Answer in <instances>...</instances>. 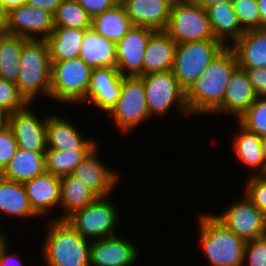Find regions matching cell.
Here are the masks:
<instances>
[{
	"mask_svg": "<svg viewBox=\"0 0 266 266\" xmlns=\"http://www.w3.org/2000/svg\"><path fill=\"white\" fill-rule=\"evenodd\" d=\"M237 67L234 50L225 46L186 91L191 116L211 117L210 114L223 102L226 86Z\"/></svg>",
	"mask_w": 266,
	"mask_h": 266,
	"instance_id": "cell-1",
	"label": "cell"
},
{
	"mask_svg": "<svg viewBox=\"0 0 266 266\" xmlns=\"http://www.w3.org/2000/svg\"><path fill=\"white\" fill-rule=\"evenodd\" d=\"M47 222V223H46ZM46 235L40 246L45 266H90V243L66 220H45Z\"/></svg>",
	"mask_w": 266,
	"mask_h": 266,
	"instance_id": "cell-2",
	"label": "cell"
},
{
	"mask_svg": "<svg viewBox=\"0 0 266 266\" xmlns=\"http://www.w3.org/2000/svg\"><path fill=\"white\" fill-rule=\"evenodd\" d=\"M199 248L210 266H243L246 242L210 212L199 214ZM200 237V238H199Z\"/></svg>",
	"mask_w": 266,
	"mask_h": 266,
	"instance_id": "cell-3",
	"label": "cell"
},
{
	"mask_svg": "<svg viewBox=\"0 0 266 266\" xmlns=\"http://www.w3.org/2000/svg\"><path fill=\"white\" fill-rule=\"evenodd\" d=\"M50 81L51 59L47 41L28 39L23 44L20 71L15 83L19 93L28 103H35L38 98L49 100Z\"/></svg>",
	"mask_w": 266,
	"mask_h": 266,
	"instance_id": "cell-4",
	"label": "cell"
},
{
	"mask_svg": "<svg viewBox=\"0 0 266 266\" xmlns=\"http://www.w3.org/2000/svg\"><path fill=\"white\" fill-rule=\"evenodd\" d=\"M92 68L79 57L51 62L50 99L78 106L86 99Z\"/></svg>",
	"mask_w": 266,
	"mask_h": 266,
	"instance_id": "cell-5",
	"label": "cell"
},
{
	"mask_svg": "<svg viewBox=\"0 0 266 266\" xmlns=\"http://www.w3.org/2000/svg\"><path fill=\"white\" fill-rule=\"evenodd\" d=\"M145 85L146 103L151 119L166 118L172 110L177 115L188 117L186 91L180 86L172 71L151 73L141 76Z\"/></svg>",
	"mask_w": 266,
	"mask_h": 266,
	"instance_id": "cell-6",
	"label": "cell"
},
{
	"mask_svg": "<svg viewBox=\"0 0 266 266\" xmlns=\"http://www.w3.org/2000/svg\"><path fill=\"white\" fill-rule=\"evenodd\" d=\"M108 116L110 121H114L116 130L126 137L130 136L128 133L138 128V125L147 123L145 121L149 122L151 117L141 76H123L120 96L106 118Z\"/></svg>",
	"mask_w": 266,
	"mask_h": 266,
	"instance_id": "cell-7",
	"label": "cell"
},
{
	"mask_svg": "<svg viewBox=\"0 0 266 266\" xmlns=\"http://www.w3.org/2000/svg\"><path fill=\"white\" fill-rule=\"evenodd\" d=\"M109 199V196L97 198L91 205L75 211L66 221L89 241L119 235L115 230L121 219L120 207Z\"/></svg>",
	"mask_w": 266,
	"mask_h": 266,
	"instance_id": "cell-8",
	"label": "cell"
},
{
	"mask_svg": "<svg viewBox=\"0 0 266 266\" xmlns=\"http://www.w3.org/2000/svg\"><path fill=\"white\" fill-rule=\"evenodd\" d=\"M165 32L176 44L218 40L214 36L207 10L193 0L172 4Z\"/></svg>",
	"mask_w": 266,
	"mask_h": 266,
	"instance_id": "cell-9",
	"label": "cell"
},
{
	"mask_svg": "<svg viewBox=\"0 0 266 266\" xmlns=\"http://www.w3.org/2000/svg\"><path fill=\"white\" fill-rule=\"evenodd\" d=\"M224 47L219 40L177 44L172 72L180 86L187 91Z\"/></svg>",
	"mask_w": 266,
	"mask_h": 266,
	"instance_id": "cell-10",
	"label": "cell"
},
{
	"mask_svg": "<svg viewBox=\"0 0 266 266\" xmlns=\"http://www.w3.org/2000/svg\"><path fill=\"white\" fill-rule=\"evenodd\" d=\"M242 193L222 212L211 214L235 235L248 241L266 235V221L262 212Z\"/></svg>",
	"mask_w": 266,
	"mask_h": 266,
	"instance_id": "cell-11",
	"label": "cell"
},
{
	"mask_svg": "<svg viewBox=\"0 0 266 266\" xmlns=\"http://www.w3.org/2000/svg\"><path fill=\"white\" fill-rule=\"evenodd\" d=\"M32 106H35L34 103H28L24 108L8 115L6 123L11 127L19 148L45 152L47 149L46 124L48 114H44V117L41 118Z\"/></svg>",
	"mask_w": 266,
	"mask_h": 266,
	"instance_id": "cell-12",
	"label": "cell"
},
{
	"mask_svg": "<svg viewBox=\"0 0 266 266\" xmlns=\"http://www.w3.org/2000/svg\"><path fill=\"white\" fill-rule=\"evenodd\" d=\"M54 28L53 13L24 4L8 12L5 32L26 39L46 40Z\"/></svg>",
	"mask_w": 266,
	"mask_h": 266,
	"instance_id": "cell-13",
	"label": "cell"
},
{
	"mask_svg": "<svg viewBox=\"0 0 266 266\" xmlns=\"http://www.w3.org/2000/svg\"><path fill=\"white\" fill-rule=\"evenodd\" d=\"M100 146H96L74 169L72 175L82 181L98 198L112 195L121 177L119 171L103 162ZM100 156V157H99ZM112 168V169H111ZM121 175V176H120Z\"/></svg>",
	"mask_w": 266,
	"mask_h": 266,
	"instance_id": "cell-14",
	"label": "cell"
},
{
	"mask_svg": "<svg viewBox=\"0 0 266 266\" xmlns=\"http://www.w3.org/2000/svg\"><path fill=\"white\" fill-rule=\"evenodd\" d=\"M155 30L133 25L116 43V69L122 76H143L144 55Z\"/></svg>",
	"mask_w": 266,
	"mask_h": 266,
	"instance_id": "cell-15",
	"label": "cell"
},
{
	"mask_svg": "<svg viewBox=\"0 0 266 266\" xmlns=\"http://www.w3.org/2000/svg\"><path fill=\"white\" fill-rule=\"evenodd\" d=\"M47 115L46 124V147L60 151H92L97 145L93 138L85 137L72 120L63 114H56L52 111Z\"/></svg>",
	"mask_w": 266,
	"mask_h": 266,
	"instance_id": "cell-16",
	"label": "cell"
},
{
	"mask_svg": "<svg viewBox=\"0 0 266 266\" xmlns=\"http://www.w3.org/2000/svg\"><path fill=\"white\" fill-rule=\"evenodd\" d=\"M125 236H112L90 243V266H132L139 258V248Z\"/></svg>",
	"mask_w": 266,
	"mask_h": 266,
	"instance_id": "cell-17",
	"label": "cell"
},
{
	"mask_svg": "<svg viewBox=\"0 0 266 266\" xmlns=\"http://www.w3.org/2000/svg\"><path fill=\"white\" fill-rule=\"evenodd\" d=\"M23 185L33 212L43 220L56 219L52 211L61 210V178L45 171Z\"/></svg>",
	"mask_w": 266,
	"mask_h": 266,
	"instance_id": "cell-18",
	"label": "cell"
},
{
	"mask_svg": "<svg viewBox=\"0 0 266 266\" xmlns=\"http://www.w3.org/2000/svg\"><path fill=\"white\" fill-rule=\"evenodd\" d=\"M122 78L116 68H93L84 105L92 104L107 115L120 96Z\"/></svg>",
	"mask_w": 266,
	"mask_h": 266,
	"instance_id": "cell-19",
	"label": "cell"
},
{
	"mask_svg": "<svg viewBox=\"0 0 266 266\" xmlns=\"http://www.w3.org/2000/svg\"><path fill=\"white\" fill-rule=\"evenodd\" d=\"M257 94L244 69L237 67L226 86L223 102L211 113L213 116H233L236 121L256 100ZM221 114V115H220Z\"/></svg>",
	"mask_w": 266,
	"mask_h": 266,
	"instance_id": "cell-20",
	"label": "cell"
},
{
	"mask_svg": "<svg viewBox=\"0 0 266 266\" xmlns=\"http://www.w3.org/2000/svg\"><path fill=\"white\" fill-rule=\"evenodd\" d=\"M133 25L165 31L172 4L168 0H120Z\"/></svg>",
	"mask_w": 266,
	"mask_h": 266,
	"instance_id": "cell-21",
	"label": "cell"
},
{
	"mask_svg": "<svg viewBox=\"0 0 266 266\" xmlns=\"http://www.w3.org/2000/svg\"><path fill=\"white\" fill-rule=\"evenodd\" d=\"M236 127L238 131L233 136L232 151L237 162L245 166L249 171V176L266 175V158L262 150L260 137L245 127L238 121Z\"/></svg>",
	"mask_w": 266,
	"mask_h": 266,
	"instance_id": "cell-22",
	"label": "cell"
},
{
	"mask_svg": "<svg viewBox=\"0 0 266 266\" xmlns=\"http://www.w3.org/2000/svg\"><path fill=\"white\" fill-rule=\"evenodd\" d=\"M230 47L239 68H266V28L245 31Z\"/></svg>",
	"mask_w": 266,
	"mask_h": 266,
	"instance_id": "cell-23",
	"label": "cell"
},
{
	"mask_svg": "<svg viewBox=\"0 0 266 266\" xmlns=\"http://www.w3.org/2000/svg\"><path fill=\"white\" fill-rule=\"evenodd\" d=\"M176 45L165 31H155L145 51L143 75L172 71Z\"/></svg>",
	"mask_w": 266,
	"mask_h": 266,
	"instance_id": "cell-24",
	"label": "cell"
},
{
	"mask_svg": "<svg viewBox=\"0 0 266 266\" xmlns=\"http://www.w3.org/2000/svg\"><path fill=\"white\" fill-rule=\"evenodd\" d=\"M79 58L88 66L116 67V43L99 35L92 28L86 29Z\"/></svg>",
	"mask_w": 266,
	"mask_h": 266,
	"instance_id": "cell-25",
	"label": "cell"
},
{
	"mask_svg": "<svg viewBox=\"0 0 266 266\" xmlns=\"http://www.w3.org/2000/svg\"><path fill=\"white\" fill-rule=\"evenodd\" d=\"M20 219H37L23 183L8 180L0 175V214Z\"/></svg>",
	"mask_w": 266,
	"mask_h": 266,
	"instance_id": "cell-26",
	"label": "cell"
},
{
	"mask_svg": "<svg viewBox=\"0 0 266 266\" xmlns=\"http://www.w3.org/2000/svg\"><path fill=\"white\" fill-rule=\"evenodd\" d=\"M46 171L45 152L28 151L17 148L0 175L8 180L24 183Z\"/></svg>",
	"mask_w": 266,
	"mask_h": 266,
	"instance_id": "cell-27",
	"label": "cell"
},
{
	"mask_svg": "<svg viewBox=\"0 0 266 266\" xmlns=\"http://www.w3.org/2000/svg\"><path fill=\"white\" fill-rule=\"evenodd\" d=\"M206 10L215 38L225 46H231L245 32L238 22L233 4L211 5Z\"/></svg>",
	"mask_w": 266,
	"mask_h": 266,
	"instance_id": "cell-28",
	"label": "cell"
},
{
	"mask_svg": "<svg viewBox=\"0 0 266 266\" xmlns=\"http://www.w3.org/2000/svg\"><path fill=\"white\" fill-rule=\"evenodd\" d=\"M98 197L72 174L61 177V214L57 220H66L75 211L91 205Z\"/></svg>",
	"mask_w": 266,
	"mask_h": 266,
	"instance_id": "cell-29",
	"label": "cell"
},
{
	"mask_svg": "<svg viewBox=\"0 0 266 266\" xmlns=\"http://www.w3.org/2000/svg\"><path fill=\"white\" fill-rule=\"evenodd\" d=\"M86 29L55 27L46 39L51 62L79 57Z\"/></svg>",
	"mask_w": 266,
	"mask_h": 266,
	"instance_id": "cell-30",
	"label": "cell"
},
{
	"mask_svg": "<svg viewBox=\"0 0 266 266\" xmlns=\"http://www.w3.org/2000/svg\"><path fill=\"white\" fill-rule=\"evenodd\" d=\"M133 26L125 8L119 2L114 7L94 16L91 28L99 35L117 43Z\"/></svg>",
	"mask_w": 266,
	"mask_h": 266,
	"instance_id": "cell-31",
	"label": "cell"
},
{
	"mask_svg": "<svg viewBox=\"0 0 266 266\" xmlns=\"http://www.w3.org/2000/svg\"><path fill=\"white\" fill-rule=\"evenodd\" d=\"M28 39L0 33V77L7 81L16 83L20 71V59L23 44Z\"/></svg>",
	"mask_w": 266,
	"mask_h": 266,
	"instance_id": "cell-32",
	"label": "cell"
},
{
	"mask_svg": "<svg viewBox=\"0 0 266 266\" xmlns=\"http://www.w3.org/2000/svg\"><path fill=\"white\" fill-rule=\"evenodd\" d=\"M90 152L60 151L54 148H47L45 151L46 171L60 178L70 175Z\"/></svg>",
	"mask_w": 266,
	"mask_h": 266,
	"instance_id": "cell-33",
	"label": "cell"
},
{
	"mask_svg": "<svg viewBox=\"0 0 266 266\" xmlns=\"http://www.w3.org/2000/svg\"><path fill=\"white\" fill-rule=\"evenodd\" d=\"M55 27L91 28V17L77 0H62L53 14Z\"/></svg>",
	"mask_w": 266,
	"mask_h": 266,
	"instance_id": "cell-34",
	"label": "cell"
},
{
	"mask_svg": "<svg viewBox=\"0 0 266 266\" xmlns=\"http://www.w3.org/2000/svg\"><path fill=\"white\" fill-rule=\"evenodd\" d=\"M247 130L259 137L266 134V97H257L247 111L237 120Z\"/></svg>",
	"mask_w": 266,
	"mask_h": 266,
	"instance_id": "cell-35",
	"label": "cell"
},
{
	"mask_svg": "<svg viewBox=\"0 0 266 266\" xmlns=\"http://www.w3.org/2000/svg\"><path fill=\"white\" fill-rule=\"evenodd\" d=\"M27 104L16 84L0 77V112L7 117Z\"/></svg>",
	"mask_w": 266,
	"mask_h": 266,
	"instance_id": "cell-36",
	"label": "cell"
},
{
	"mask_svg": "<svg viewBox=\"0 0 266 266\" xmlns=\"http://www.w3.org/2000/svg\"><path fill=\"white\" fill-rule=\"evenodd\" d=\"M233 8L244 31L261 29L258 0H235Z\"/></svg>",
	"mask_w": 266,
	"mask_h": 266,
	"instance_id": "cell-37",
	"label": "cell"
},
{
	"mask_svg": "<svg viewBox=\"0 0 266 266\" xmlns=\"http://www.w3.org/2000/svg\"><path fill=\"white\" fill-rule=\"evenodd\" d=\"M245 181L242 191L262 212L266 221V175L248 176Z\"/></svg>",
	"mask_w": 266,
	"mask_h": 266,
	"instance_id": "cell-38",
	"label": "cell"
},
{
	"mask_svg": "<svg viewBox=\"0 0 266 266\" xmlns=\"http://www.w3.org/2000/svg\"><path fill=\"white\" fill-rule=\"evenodd\" d=\"M243 266H266V235L246 242Z\"/></svg>",
	"mask_w": 266,
	"mask_h": 266,
	"instance_id": "cell-39",
	"label": "cell"
},
{
	"mask_svg": "<svg viewBox=\"0 0 266 266\" xmlns=\"http://www.w3.org/2000/svg\"><path fill=\"white\" fill-rule=\"evenodd\" d=\"M18 144L11 127L5 123L0 127V173L15 155Z\"/></svg>",
	"mask_w": 266,
	"mask_h": 266,
	"instance_id": "cell-40",
	"label": "cell"
},
{
	"mask_svg": "<svg viewBox=\"0 0 266 266\" xmlns=\"http://www.w3.org/2000/svg\"><path fill=\"white\" fill-rule=\"evenodd\" d=\"M247 73L248 79L258 97H266V68H241Z\"/></svg>",
	"mask_w": 266,
	"mask_h": 266,
	"instance_id": "cell-41",
	"label": "cell"
},
{
	"mask_svg": "<svg viewBox=\"0 0 266 266\" xmlns=\"http://www.w3.org/2000/svg\"><path fill=\"white\" fill-rule=\"evenodd\" d=\"M81 7L87 12L91 19L114 7L120 2V0H77Z\"/></svg>",
	"mask_w": 266,
	"mask_h": 266,
	"instance_id": "cell-42",
	"label": "cell"
},
{
	"mask_svg": "<svg viewBox=\"0 0 266 266\" xmlns=\"http://www.w3.org/2000/svg\"><path fill=\"white\" fill-rule=\"evenodd\" d=\"M9 243L7 242L0 252V266H24L22 258H19L17 254L10 252ZM13 252V253H12ZM15 255V256H14Z\"/></svg>",
	"mask_w": 266,
	"mask_h": 266,
	"instance_id": "cell-43",
	"label": "cell"
},
{
	"mask_svg": "<svg viewBox=\"0 0 266 266\" xmlns=\"http://www.w3.org/2000/svg\"><path fill=\"white\" fill-rule=\"evenodd\" d=\"M61 3L62 0H26L27 5L44 9L53 14Z\"/></svg>",
	"mask_w": 266,
	"mask_h": 266,
	"instance_id": "cell-44",
	"label": "cell"
},
{
	"mask_svg": "<svg viewBox=\"0 0 266 266\" xmlns=\"http://www.w3.org/2000/svg\"><path fill=\"white\" fill-rule=\"evenodd\" d=\"M196 4L201 6L204 9H207L211 5H217L222 3H230L233 4L235 0H193Z\"/></svg>",
	"mask_w": 266,
	"mask_h": 266,
	"instance_id": "cell-45",
	"label": "cell"
},
{
	"mask_svg": "<svg viewBox=\"0 0 266 266\" xmlns=\"http://www.w3.org/2000/svg\"><path fill=\"white\" fill-rule=\"evenodd\" d=\"M8 23V11L0 1V33L5 32Z\"/></svg>",
	"mask_w": 266,
	"mask_h": 266,
	"instance_id": "cell-46",
	"label": "cell"
},
{
	"mask_svg": "<svg viewBox=\"0 0 266 266\" xmlns=\"http://www.w3.org/2000/svg\"><path fill=\"white\" fill-rule=\"evenodd\" d=\"M258 9L261 18V29L266 28V0H258Z\"/></svg>",
	"mask_w": 266,
	"mask_h": 266,
	"instance_id": "cell-47",
	"label": "cell"
},
{
	"mask_svg": "<svg viewBox=\"0 0 266 266\" xmlns=\"http://www.w3.org/2000/svg\"><path fill=\"white\" fill-rule=\"evenodd\" d=\"M5 9L9 12L11 9L26 4V0H0Z\"/></svg>",
	"mask_w": 266,
	"mask_h": 266,
	"instance_id": "cell-48",
	"label": "cell"
},
{
	"mask_svg": "<svg viewBox=\"0 0 266 266\" xmlns=\"http://www.w3.org/2000/svg\"><path fill=\"white\" fill-rule=\"evenodd\" d=\"M1 227H0V252H1V250H2V247L8 242V238L9 237H7V235L6 234H4L5 233V231H1ZM6 235V236H5ZM7 238V239H6Z\"/></svg>",
	"mask_w": 266,
	"mask_h": 266,
	"instance_id": "cell-49",
	"label": "cell"
},
{
	"mask_svg": "<svg viewBox=\"0 0 266 266\" xmlns=\"http://www.w3.org/2000/svg\"><path fill=\"white\" fill-rule=\"evenodd\" d=\"M260 141H261L262 150H263L265 158H266V134L260 136Z\"/></svg>",
	"mask_w": 266,
	"mask_h": 266,
	"instance_id": "cell-50",
	"label": "cell"
},
{
	"mask_svg": "<svg viewBox=\"0 0 266 266\" xmlns=\"http://www.w3.org/2000/svg\"><path fill=\"white\" fill-rule=\"evenodd\" d=\"M6 123V116L0 112V127Z\"/></svg>",
	"mask_w": 266,
	"mask_h": 266,
	"instance_id": "cell-51",
	"label": "cell"
},
{
	"mask_svg": "<svg viewBox=\"0 0 266 266\" xmlns=\"http://www.w3.org/2000/svg\"><path fill=\"white\" fill-rule=\"evenodd\" d=\"M171 4H176L179 2H184V1H188V0H168Z\"/></svg>",
	"mask_w": 266,
	"mask_h": 266,
	"instance_id": "cell-52",
	"label": "cell"
}]
</instances>
